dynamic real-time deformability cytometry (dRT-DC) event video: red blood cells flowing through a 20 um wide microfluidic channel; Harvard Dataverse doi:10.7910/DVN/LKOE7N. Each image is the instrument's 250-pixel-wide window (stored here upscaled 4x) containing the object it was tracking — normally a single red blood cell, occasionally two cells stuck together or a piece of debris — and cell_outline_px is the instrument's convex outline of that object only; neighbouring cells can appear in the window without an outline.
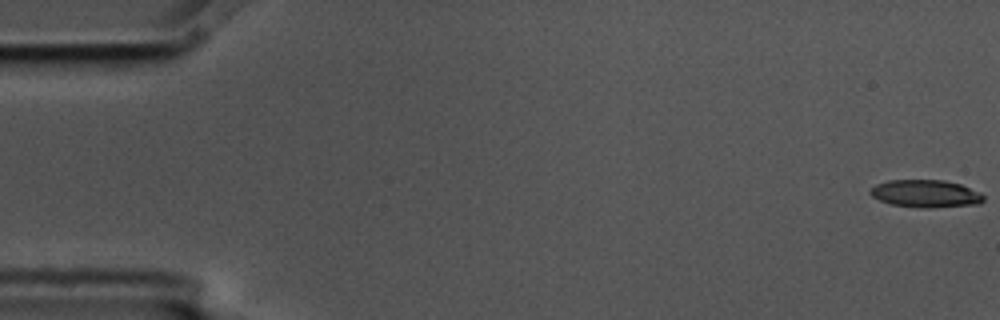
{"species": "common noctule bat (a hibernating species)", "species_latin": "Nyctalus noctula", "temperature_condition": "cold", "stored_images_in_passage": 4, "camera_frame_rate_fps": 3000, "um_per_image_px": 0.085, "animal": {"sex": "male", "body_mass_g": 17.5, "forearm_length_mm": 52.3}, "frame": {"image": 1, "passage_image": 1, "time_ms": 0.0, "image_size_px": [1000, 320], "cell_outline_px": [[984, 200], [980, 204], [928, 208], [920, 208], [892, 204], [880, 200], [872, 196], [868, 192], [876, 184], [888, 180], [944, 180], [960, 184], [980, 192], [984, 196]], "centroid_in_image_um": [78.69, 16.46], "position_along_channel_um": 6.3, "area_um2": 18.21}}